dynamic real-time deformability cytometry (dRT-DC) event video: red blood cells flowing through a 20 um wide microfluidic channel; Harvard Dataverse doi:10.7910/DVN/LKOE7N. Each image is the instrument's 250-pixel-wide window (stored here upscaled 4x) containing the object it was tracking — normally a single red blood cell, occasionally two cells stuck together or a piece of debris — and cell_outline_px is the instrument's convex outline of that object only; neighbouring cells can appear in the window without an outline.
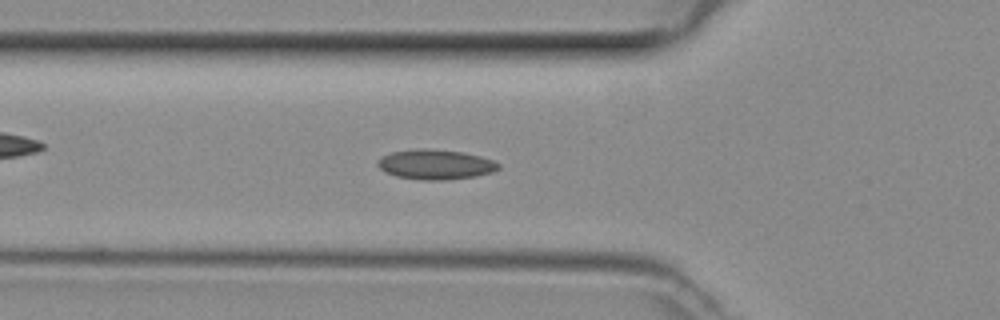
{"species": "common noctule bat (a hibernating species)", "species_latin": "Nyctalus noctula", "temperature_condition": "room temperature", "stored_images_in_passage": 45, "camera_frame_rate_fps": 3000, "um_per_image_px": 0.085, "animal": {"sex": "female", "body_mass_g": 29.2, "forearm_length_mm": 56.3}, "frame": {"image": 1, "passage_image": 12, "time_ms": 3.667, "image_size_px": [1000, 320], "cell_outline_px": [[500, 168], [492, 172], [476, 176], [444, 180], [424, 180], [396, 176], [384, 172], [376, 164], [384, 156], [392, 152], [460, 152], [480, 156], [492, 160], [500, 164]], "centroid_in_image_um": [37.08, 14.05], "position_along_channel_um": 88.7, "area_um2": 19.77}}
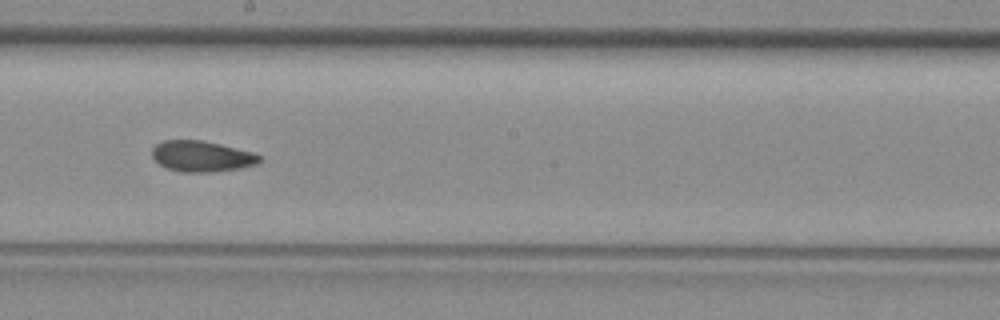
{"frame": {"image": 2, "passage_image": 22, "time_ms": 7.0, "image_size_px": [1000, 320], "cell_outline_px": [[264, 160], [260, 164], [240, 168], [208, 172], [180, 172], [168, 168], [160, 164], [152, 156], [152, 148], [156, 144], [164, 140], [200, 140], [252, 152], [260, 156]], "centroid_in_image_um": [17.16, 13.29], "position_along_channel_um": 231.0, "area_um2": 19.19}}
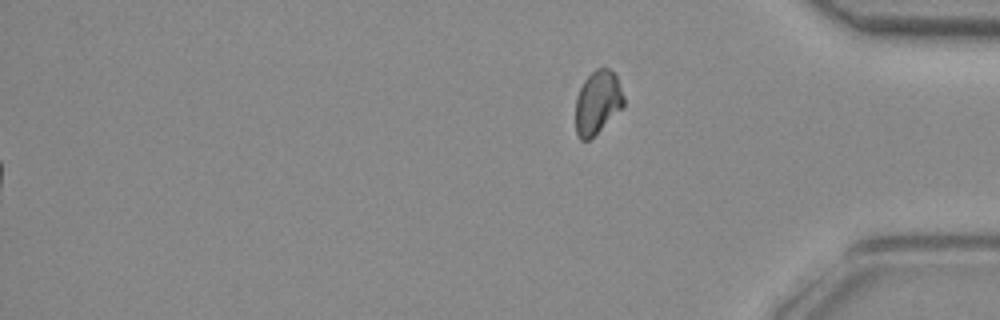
{"frame": {"image": 3, "passage_image": 45, "time_ms": 14.667, "image_size_px": [1000, 320], "cell_outline_px": [[624, 104], [588, 140], [580, 140], [576, 132], [576, 96], [584, 80], [596, 68], [608, 68], [616, 76], [624, 96]], "centroid_in_image_um": [50.76, 8.67], "position_along_channel_um": 384.4, "area_um2": 17.22}}